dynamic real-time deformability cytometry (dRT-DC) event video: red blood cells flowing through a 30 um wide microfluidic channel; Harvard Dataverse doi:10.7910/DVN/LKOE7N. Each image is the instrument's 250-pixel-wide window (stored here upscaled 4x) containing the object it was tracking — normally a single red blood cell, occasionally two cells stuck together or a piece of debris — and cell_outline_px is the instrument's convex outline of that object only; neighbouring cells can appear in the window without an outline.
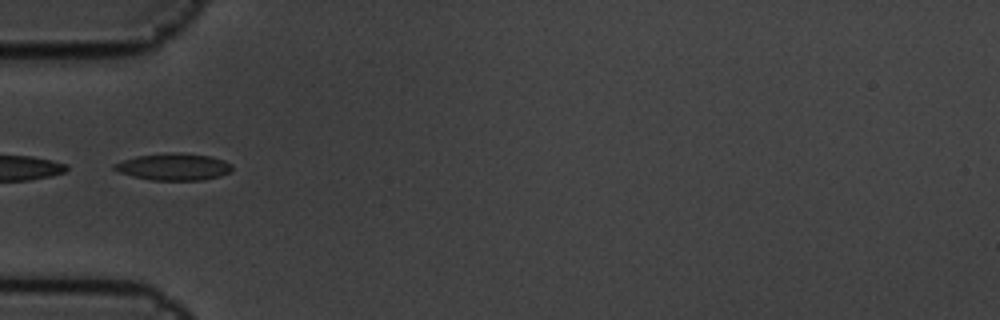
{"species": "common noctule bat (a hibernating species)", "species_latin": "Nyctalus noctula", "temperature_condition": "cold", "stored_images_in_passage": 15, "camera_frame_rate_fps": 3000, "um_per_image_px": 0.085, "animal": {"sex": "male", "body_mass_g": 19.5, "forearm_length_mm": 54.6}, "frame": {"image": 1, "passage_image": 5, "time_ms": 1.333, "image_size_px": [1000, 320], "cell_outline_px": [[232, 172], [220, 176], [204, 180], [152, 180], [132, 176], [120, 172], [112, 168], [112, 164], [136, 156], [168, 152], [180, 152], [212, 156], [224, 160], [232, 164]], "centroid_in_image_um": [14.8, 14.17], "position_along_channel_um": 70.2, "area_um2": 18.73}}
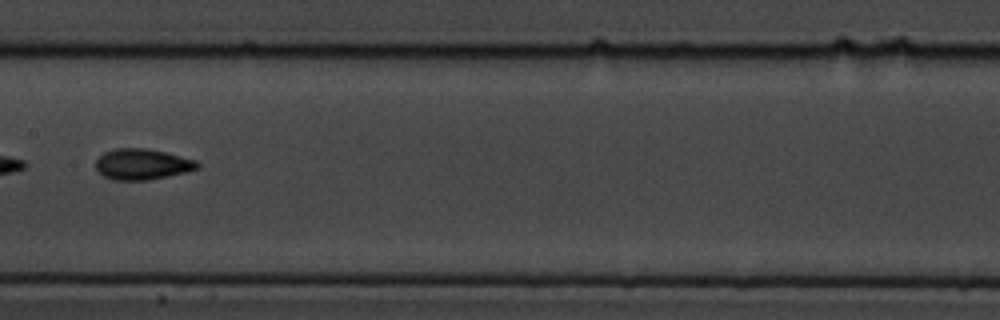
{"frame": {"image": 2, "passage_image": 8, "time_ms": 2.333, "image_size_px": [1000, 320], "cell_outline_px": [[200, 168], [188, 172], [148, 180], [112, 180], [104, 176], [96, 168], [96, 160], [104, 152], [116, 148], [148, 148], [196, 160], [200, 164]], "centroid_in_image_um": [12.11, 13.96], "position_along_channel_um": 195.3, "area_um2": 18.32}}
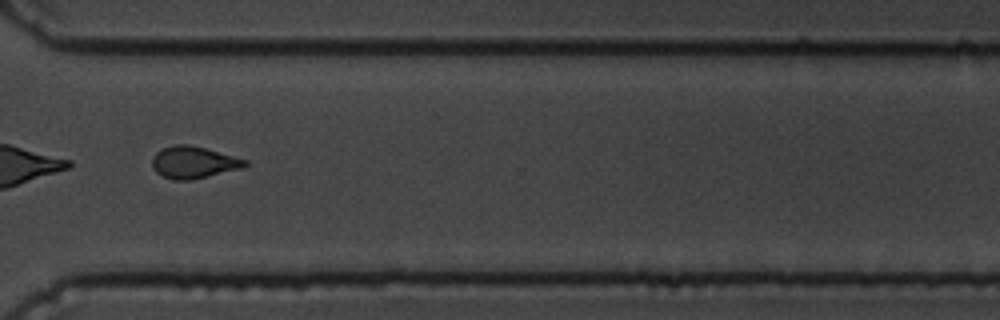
{"frame": {"image": 3, "passage_image": 12, "time_ms": 3.667, "image_size_px": [1000, 320], "cell_outline_px": [[248, 164], [244, 168], [192, 180], [172, 180], [156, 172], [152, 168], [152, 156], [160, 148], [176, 144], [188, 144], [204, 148], [248, 160]], "centroid_in_image_um": [16.44, 13.8], "position_along_channel_um": 354.2, "area_um2": 17.46}}